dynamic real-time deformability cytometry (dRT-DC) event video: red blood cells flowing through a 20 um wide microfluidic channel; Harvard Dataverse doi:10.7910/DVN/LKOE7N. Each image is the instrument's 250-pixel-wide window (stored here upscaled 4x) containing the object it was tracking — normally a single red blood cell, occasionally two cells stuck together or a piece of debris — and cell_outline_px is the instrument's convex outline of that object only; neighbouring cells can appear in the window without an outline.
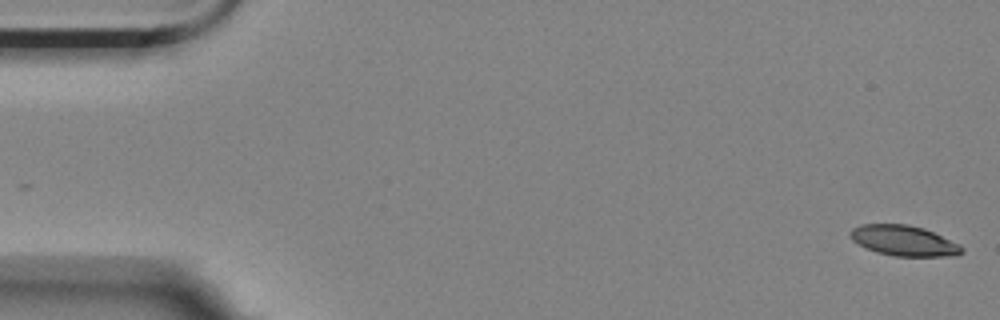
{"species": "Egyptian fruit bat (a non-hibernating species)", "species_latin": "Rousettus aegyptiacus", "temperature_condition": "room temperature", "stored_images_in_passage": 2, "camera_frame_rate_fps": 3000, "um_per_image_px": 0.085, "animal": {"sex": "female"}, "frame": {"image": 1, "passage_image": 2, "time_ms": 0.333, "image_size_px": [1000, 320], "cell_outline_px": [[964, 248], [956, 256], [896, 256], [876, 252], [852, 240], [848, 232], [852, 228], [860, 224], [908, 224], [924, 228], [960, 244]], "centroid_in_image_um": [76.82, 20.44], "position_along_channel_um": 8.2, "area_um2": 19.71}}